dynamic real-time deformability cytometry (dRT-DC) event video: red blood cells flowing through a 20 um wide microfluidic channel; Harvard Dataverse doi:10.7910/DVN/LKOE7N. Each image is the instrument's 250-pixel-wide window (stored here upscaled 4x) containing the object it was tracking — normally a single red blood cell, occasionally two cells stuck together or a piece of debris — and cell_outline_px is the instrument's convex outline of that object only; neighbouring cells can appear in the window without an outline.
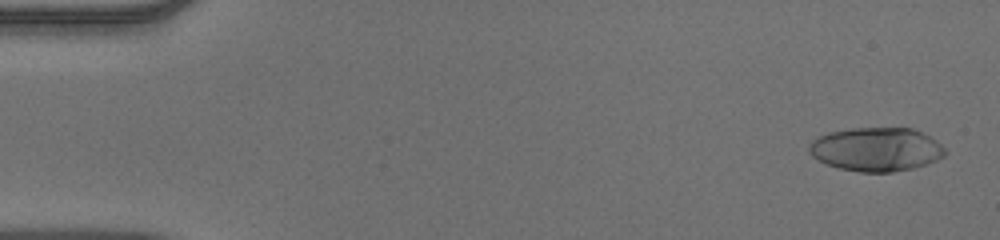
{"species": "human", "species_latin": "Homo sapiens", "temperature_condition": "warm", "stored_images_in_passage": 52, "camera_frame_rate_fps": 3000, "um_per_image_px": 0.085, "donor": {"sex": "male"}, "frame": {"image": 1, "passage_image": 2, "time_ms": 0.333, "image_size_px": [1000, 240], "cell_outline_px": [[948, 152], [944, 156], [936, 160], [912, 168], [892, 172], [860, 172], [840, 168], [828, 164], [812, 156], [808, 152], [808, 144], [812, 140], [828, 132], [852, 128], [912, 128], [924, 132], [936, 140]], "centroid_in_image_um": [74.49, 12.68], "position_along_channel_um": 10.5, "area_um2": 34.68}}
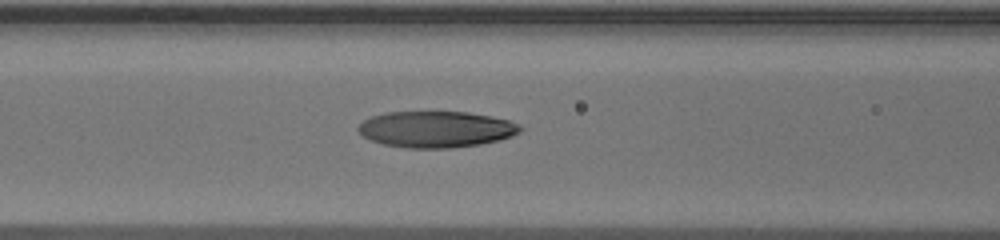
{"frame": {"image": 2, "passage_image": 22, "time_ms": 7.0, "image_size_px": [1000, 240], "cell_outline_px": [[524, 128], [520, 132], [512, 136], [500, 140], [480, 144], [452, 148], [404, 148], [384, 144], [368, 140], [356, 128], [364, 120], [372, 116], [388, 112], [468, 112], [508, 120], [520, 124]], "centroid_in_image_um": [37.08, 11.0], "position_along_channel_um": 129.5, "area_um2": 34.33}}
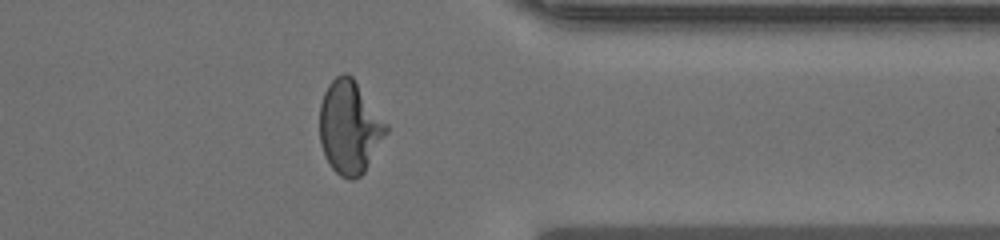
{"frame": {"image": 3, "passage_image": 42, "time_ms": 13.667, "image_size_px": [1000, 240], "cell_outline_px": [[388, 132], [364, 172], [360, 176], [352, 180], [348, 180], [340, 176], [332, 168], [324, 156], [320, 144], [320, 104], [324, 92], [328, 84], [336, 76], [344, 72], [348, 72], [352, 76], [388, 124]], "centroid_in_image_um": [29.71, 10.81], "position_along_channel_um": 381.7, "area_um2": 36.3}, "authors_computed_cell_mechanics": {"area_um2": 34.6222, "velocity_mm_per_s": 3.9152, "shape_relaxation_time_tau1_ms": 10.9184, "shape_relaxation_time_tau2_ms": 1.2903, "deformation_change_tau1": 0.4209, "deformation_change_tau2": 0.056}}